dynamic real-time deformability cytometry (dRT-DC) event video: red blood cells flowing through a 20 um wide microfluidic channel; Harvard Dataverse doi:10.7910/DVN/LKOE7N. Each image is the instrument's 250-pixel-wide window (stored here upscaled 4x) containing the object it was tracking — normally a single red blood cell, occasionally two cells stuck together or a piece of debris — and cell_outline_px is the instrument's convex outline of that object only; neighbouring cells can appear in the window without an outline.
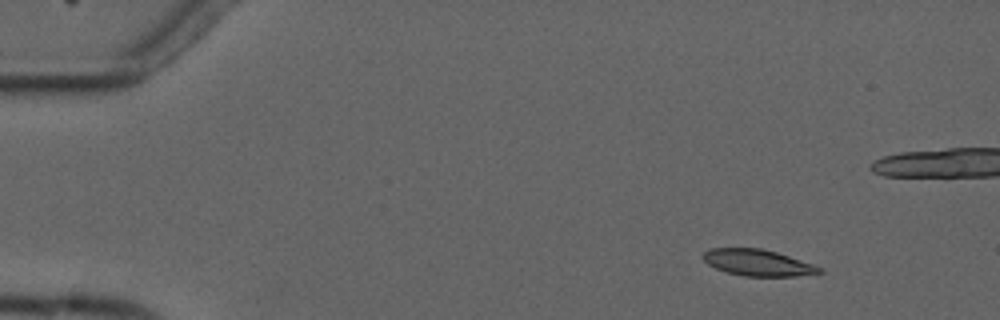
{"species": "common noctule bat (a hibernating species)", "species_latin": "Nyctalus noctula", "temperature_condition": "cold", "stored_images_in_passage": 5, "camera_frame_rate_fps": 3000, "um_per_image_px": 0.085, "animal": {"sex": "male", "forearm_length_mm": 52.5}, "frame": {"image": 1, "passage_image": 1, "time_ms": 0.0, "image_size_px": [1000, 320], "cell_outline_px": [[824, 272], [796, 276], [744, 276], [728, 272], [716, 268], [708, 264], [700, 256], [704, 252], [712, 248], [760, 248], [776, 252], [824, 268]], "centroid_in_image_um": [64.41, 22.33], "position_along_channel_um": 20.6, "area_um2": 17.74}}